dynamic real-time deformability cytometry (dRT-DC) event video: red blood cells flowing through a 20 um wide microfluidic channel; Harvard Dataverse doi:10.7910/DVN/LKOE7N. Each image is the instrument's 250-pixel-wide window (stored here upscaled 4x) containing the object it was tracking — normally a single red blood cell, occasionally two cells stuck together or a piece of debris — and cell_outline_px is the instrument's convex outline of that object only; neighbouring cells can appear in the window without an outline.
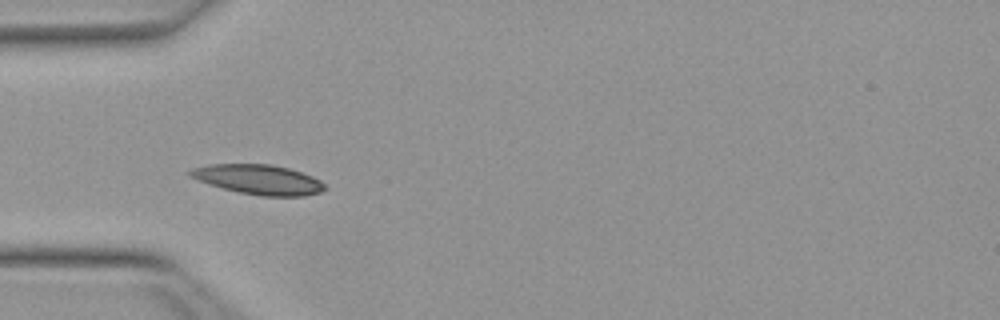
{"species": "Egyptian fruit bat (a non-hibernating species)", "species_latin": "Rousettus aegyptiacus", "temperature_condition": "warm", "stored_images_in_passage": 11, "camera_frame_rate_fps": 3000, "um_per_image_px": 0.085, "animal": {"sex": "female"}, "frame": {"image": 1, "passage_image": 4, "time_ms": 1.0, "image_size_px": [1000, 320], "cell_outline_px": [[328, 188], [320, 192], [304, 196], [260, 196], [240, 192], [208, 184], [188, 176], [188, 172], [192, 168], [208, 164], [272, 164], [288, 168], [312, 176], [320, 180]], "centroid_in_image_um": [21.97, 15.25], "position_along_channel_um": 63.0, "area_um2": 23.35}}
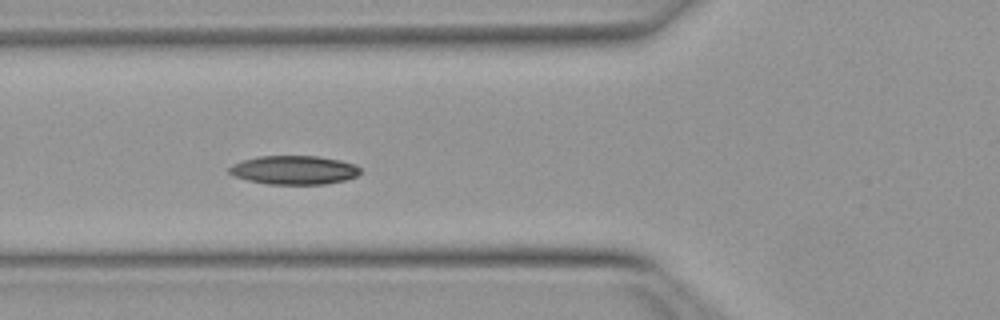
{"frame": {"image": 2, "passage_image": 7, "time_ms": 2.0, "image_size_px": [1000, 320], "cell_outline_px": [[360, 172], [356, 176], [344, 180], [324, 184], [268, 184], [248, 180], [236, 176], [228, 172], [228, 168], [232, 164], [244, 160], [260, 156], [316, 156], [340, 160], [356, 164], [360, 168]], "centroid_in_image_um": [25.0, 14.45], "position_along_channel_um": 100.8, "area_um2": 21.85}}